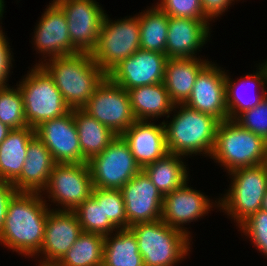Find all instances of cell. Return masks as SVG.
I'll return each mask as SVG.
<instances>
[{
	"instance_id": "1",
	"label": "cell",
	"mask_w": 267,
	"mask_h": 266,
	"mask_svg": "<svg viewBox=\"0 0 267 266\" xmlns=\"http://www.w3.org/2000/svg\"><path fill=\"white\" fill-rule=\"evenodd\" d=\"M43 194L17 191L12 196L0 232L1 245L29 258L35 257L40 251L51 210Z\"/></svg>"
},
{
	"instance_id": "2",
	"label": "cell",
	"mask_w": 267,
	"mask_h": 266,
	"mask_svg": "<svg viewBox=\"0 0 267 266\" xmlns=\"http://www.w3.org/2000/svg\"><path fill=\"white\" fill-rule=\"evenodd\" d=\"M40 66L54 80L65 103L71 108H82L107 74L95 63L91 53L47 59Z\"/></svg>"
},
{
	"instance_id": "3",
	"label": "cell",
	"mask_w": 267,
	"mask_h": 266,
	"mask_svg": "<svg viewBox=\"0 0 267 266\" xmlns=\"http://www.w3.org/2000/svg\"><path fill=\"white\" fill-rule=\"evenodd\" d=\"M172 111L176 113L172 120L163 121L168 153L183 158L198 153L210 157L220 121L185 104H175Z\"/></svg>"
},
{
	"instance_id": "4",
	"label": "cell",
	"mask_w": 267,
	"mask_h": 266,
	"mask_svg": "<svg viewBox=\"0 0 267 266\" xmlns=\"http://www.w3.org/2000/svg\"><path fill=\"white\" fill-rule=\"evenodd\" d=\"M210 158L227 170L267 163V141L234 120L219 123Z\"/></svg>"
},
{
	"instance_id": "5",
	"label": "cell",
	"mask_w": 267,
	"mask_h": 266,
	"mask_svg": "<svg viewBox=\"0 0 267 266\" xmlns=\"http://www.w3.org/2000/svg\"><path fill=\"white\" fill-rule=\"evenodd\" d=\"M129 228L135 234L144 266H175L189 254L190 236L162 220L138 223Z\"/></svg>"
},
{
	"instance_id": "6",
	"label": "cell",
	"mask_w": 267,
	"mask_h": 266,
	"mask_svg": "<svg viewBox=\"0 0 267 266\" xmlns=\"http://www.w3.org/2000/svg\"><path fill=\"white\" fill-rule=\"evenodd\" d=\"M228 175L232 176L230 188L218 199V207L232 217L238 227L262 209V201L267 191V163L241 167L230 171Z\"/></svg>"
},
{
	"instance_id": "7",
	"label": "cell",
	"mask_w": 267,
	"mask_h": 266,
	"mask_svg": "<svg viewBox=\"0 0 267 266\" xmlns=\"http://www.w3.org/2000/svg\"><path fill=\"white\" fill-rule=\"evenodd\" d=\"M18 85L24 104L25 120L36 128L42 122L61 117L71 108L65 103L54 80L41 67H33Z\"/></svg>"
},
{
	"instance_id": "8",
	"label": "cell",
	"mask_w": 267,
	"mask_h": 266,
	"mask_svg": "<svg viewBox=\"0 0 267 266\" xmlns=\"http://www.w3.org/2000/svg\"><path fill=\"white\" fill-rule=\"evenodd\" d=\"M109 18L105 14L97 45L91 52L92 59L106 74L140 49L139 16L116 21Z\"/></svg>"
},
{
	"instance_id": "9",
	"label": "cell",
	"mask_w": 267,
	"mask_h": 266,
	"mask_svg": "<svg viewBox=\"0 0 267 266\" xmlns=\"http://www.w3.org/2000/svg\"><path fill=\"white\" fill-rule=\"evenodd\" d=\"M93 187L121 189L142 168L136 162L129 145L117 136L108 147L88 162Z\"/></svg>"
},
{
	"instance_id": "10",
	"label": "cell",
	"mask_w": 267,
	"mask_h": 266,
	"mask_svg": "<svg viewBox=\"0 0 267 266\" xmlns=\"http://www.w3.org/2000/svg\"><path fill=\"white\" fill-rule=\"evenodd\" d=\"M93 188L87 163H56L41 193L46 192L53 204L61 205V209L51 210L74 211L91 196Z\"/></svg>"
},
{
	"instance_id": "11",
	"label": "cell",
	"mask_w": 267,
	"mask_h": 266,
	"mask_svg": "<svg viewBox=\"0 0 267 266\" xmlns=\"http://www.w3.org/2000/svg\"><path fill=\"white\" fill-rule=\"evenodd\" d=\"M82 109L117 136H121L136 121L128 91L108 76L98 85Z\"/></svg>"
},
{
	"instance_id": "12",
	"label": "cell",
	"mask_w": 267,
	"mask_h": 266,
	"mask_svg": "<svg viewBox=\"0 0 267 266\" xmlns=\"http://www.w3.org/2000/svg\"><path fill=\"white\" fill-rule=\"evenodd\" d=\"M64 11L70 40L79 52L91 53L98 42L105 10L96 0H54Z\"/></svg>"
},
{
	"instance_id": "13",
	"label": "cell",
	"mask_w": 267,
	"mask_h": 266,
	"mask_svg": "<svg viewBox=\"0 0 267 266\" xmlns=\"http://www.w3.org/2000/svg\"><path fill=\"white\" fill-rule=\"evenodd\" d=\"M51 2L36 24L32 38L35 50L45 58L34 66L46 62L47 57L52 59L79 52L71 43L64 11L54 0Z\"/></svg>"
},
{
	"instance_id": "14",
	"label": "cell",
	"mask_w": 267,
	"mask_h": 266,
	"mask_svg": "<svg viewBox=\"0 0 267 266\" xmlns=\"http://www.w3.org/2000/svg\"><path fill=\"white\" fill-rule=\"evenodd\" d=\"M167 59L166 54L140 48L122 60L107 76L127 91L139 86L161 83L164 81Z\"/></svg>"
},
{
	"instance_id": "15",
	"label": "cell",
	"mask_w": 267,
	"mask_h": 266,
	"mask_svg": "<svg viewBox=\"0 0 267 266\" xmlns=\"http://www.w3.org/2000/svg\"><path fill=\"white\" fill-rule=\"evenodd\" d=\"M127 228L138 223L161 220L163 195L141 170L121 189Z\"/></svg>"
},
{
	"instance_id": "16",
	"label": "cell",
	"mask_w": 267,
	"mask_h": 266,
	"mask_svg": "<svg viewBox=\"0 0 267 266\" xmlns=\"http://www.w3.org/2000/svg\"><path fill=\"white\" fill-rule=\"evenodd\" d=\"M187 183L163 196L161 220L189 236L190 232L184 224L198 221L211 208L219 206V201L212 202L199 190L188 187Z\"/></svg>"
},
{
	"instance_id": "17",
	"label": "cell",
	"mask_w": 267,
	"mask_h": 266,
	"mask_svg": "<svg viewBox=\"0 0 267 266\" xmlns=\"http://www.w3.org/2000/svg\"><path fill=\"white\" fill-rule=\"evenodd\" d=\"M35 134L51 152L56 163H83L72 109L61 117L42 122L35 128Z\"/></svg>"
},
{
	"instance_id": "18",
	"label": "cell",
	"mask_w": 267,
	"mask_h": 266,
	"mask_svg": "<svg viewBox=\"0 0 267 266\" xmlns=\"http://www.w3.org/2000/svg\"><path fill=\"white\" fill-rule=\"evenodd\" d=\"M212 61L198 74L188 100V107L209 114L220 122L228 119L226 72Z\"/></svg>"
},
{
	"instance_id": "19",
	"label": "cell",
	"mask_w": 267,
	"mask_h": 266,
	"mask_svg": "<svg viewBox=\"0 0 267 266\" xmlns=\"http://www.w3.org/2000/svg\"><path fill=\"white\" fill-rule=\"evenodd\" d=\"M82 228L73 211L50 210L45 224V232L40 251L35 256H40L41 261H59L73 246ZM42 254V255H40Z\"/></svg>"
},
{
	"instance_id": "20",
	"label": "cell",
	"mask_w": 267,
	"mask_h": 266,
	"mask_svg": "<svg viewBox=\"0 0 267 266\" xmlns=\"http://www.w3.org/2000/svg\"><path fill=\"white\" fill-rule=\"evenodd\" d=\"M209 25V20L169 17L167 58H196V53L210 37Z\"/></svg>"
},
{
	"instance_id": "21",
	"label": "cell",
	"mask_w": 267,
	"mask_h": 266,
	"mask_svg": "<svg viewBox=\"0 0 267 266\" xmlns=\"http://www.w3.org/2000/svg\"><path fill=\"white\" fill-rule=\"evenodd\" d=\"M121 137L142 169L168 153L163 122L136 120Z\"/></svg>"
},
{
	"instance_id": "22",
	"label": "cell",
	"mask_w": 267,
	"mask_h": 266,
	"mask_svg": "<svg viewBox=\"0 0 267 266\" xmlns=\"http://www.w3.org/2000/svg\"><path fill=\"white\" fill-rule=\"evenodd\" d=\"M55 164L51 152L35 135L28 144L21 174L12 182L16 191L41 193Z\"/></svg>"
},
{
	"instance_id": "23",
	"label": "cell",
	"mask_w": 267,
	"mask_h": 266,
	"mask_svg": "<svg viewBox=\"0 0 267 266\" xmlns=\"http://www.w3.org/2000/svg\"><path fill=\"white\" fill-rule=\"evenodd\" d=\"M210 62L200 57L167 59L163 83L174 104H184L188 100L198 74Z\"/></svg>"
},
{
	"instance_id": "24",
	"label": "cell",
	"mask_w": 267,
	"mask_h": 266,
	"mask_svg": "<svg viewBox=\"0 0 267 266\" xmlns=\"http://www.w3.org/2000/svg\"><path fill=\"white\" fill-rule=\"evenodd\" d=\"M128 93L132 113L136 120L153 121L162 116L169 118L175 105L163 82L135 87L128 90Z\"/></svg>"
},
{
	"instance_id": "25",
	"label": "cell",
	"mask_w": 267,
	"mask_h": 266,
	"mask_svg": "<svg viewBox=\"0 0 267 266\" xmlns=\"http://www.w3.org/2000/svg\"><path fill=\"white\" fill-rule=\"evenodd\" d=\"M258 69L259 70H256L255 73H249L243 78L240 77L237 81L231 80L226 72L225 87L228 119L234 120L242 112L257 106L266 97L267 91L265 85L267 84V67L264 63H262L259 65ZM244 83H247L250 86L253 85V87L256 88L259 87L261 89L260 95L257 94V96L255 95L254 97L247 96V98L245 94L242 93V89L240 90L241 85L244 87Z\"/></svg>"
},
{
	"instance_id": "26",
	"label": "cell",
	"mask_w": 267,
	"mask_h": 266,
	"mask_svg": "<svg viewBox=\"0 0 267 266\" xmlns=\"http://www.w3.org/2000/svg\"><path fill=\"white\" fill-rule=\"evenodd\" d=\"M72 112L78 130L83 163H87L91 158L105 150L117 135L82 108H74Z\"/></svg>"
},
{
	"instance_id": "27",
	"label": "cell",
	"mask_w": 267,
	"mask_h": 266,
	"mask_svg": "<svg viewBox=\"0 0 267 266\" xmlns=\"http://www.w3.org/2000/svg\"><path fill=\"white\" fill-rule=\"evenodd\" d=\"M35 129H13L0 144V181L13 182L22 171L30 140Z\"/></svg>"
},
{
	"instance_id": "28",
	"label": "cell",
	"mask_w": 267,
	"mask_h": 266,
	"mask_svg": "<svg viewBox=\"0 0 267 266\" xmlns=\"http://www.w3.org/2000/svg\"><path fill=\"white\" fill-rule=\"evenodd\" d=\"M181 158V155L167 153L142 169L161 195L165 196L189 181L186 162Z\"/></svg>"
},
{
	"instance_id": "29",
	"label": "cell",
	"mask_w": 267,
	"mask_h": 266,
	"mask_svg": "<svg viewBox=\"0 0 267 266\" xmlns=\"http://www.w3.org/2000/svg\"><path fill=\"white\" fill-rule=\"evenodd\" d=\"M115 232L104 237L102 266H144L133 231L127 228Z\"/></svg>"
},
{
	"instance_id": "30",
	"label": "cell",
	"mask_w": 267,
	"mask_h": 266,
	"mask_svg": "<svg viewBox=\"0 0 267 266\" xmlns=\"http://www.w3.org/2000/svg\"><path fill=\"white\" fill-rule=\"evenodd\" d=\"M140 19V48L165 54L169 16L156 5L138 14Z\"/></svg>"
},
{
	"instance_id": "31",
	"label": "cell",
	"mask_w": 267,
	"mask_h": 266,
	"mask_svg": "<svg viewBox=\"0 0 267 266\" xmlns=\"http://www.w3.org/2000/svg\"><path fill=\"white\" fill-rule=\"evenodd\" d=\"M104 237L101 234L83 231L58 262L64 266H102Z\"/></svg>"
},
{
	"instance_id": "32",
	"label": "cell",
	"mask_w": 267,
	"mask_h": 266,
	"mask_svg": "<svg viewBox=\"0 0 267 266\" xmlns=\"http://www.w3.org/2000/svg\"><path fill=\"white\" fill-rule=\"evenodd\" d=\"M73 212L76 214L84 232L106 236L117 230L109 219L105 218L103 201H96L92 196L86 199Z\"/></svg>"
},
{
	"instance_id": "33",
	"label": "cell",
	"mask_w": 267,
	"mask_h": 266,
	"mask_svg": "<svg viewBox=\"0 0 267 266\" xmlns=\"http://www.w3.org/2000/svg\"><path fill=\"white\" fill-rule=\"evenodd\" d=\"M16 86L0 87V121L11 129L29 127L25 120L23 97Z\"/></svg>"
},
{
	"instance_id": "34",
	"label": "cell",
	"mask_w": 267,
	"mask_h": 266,
	"mask_svg": "<svg viewBox=\"0 0 267 266\" xmlns=\"http://www.w3.org/2000/svg\"><path fill=\"white\" fill-rule=\"evenodd\" d=\"M91 196L96 201H103L105 218H108L117 229H127L125 203L119 189L94 187Z\"/></svg>"
},
{
	"instance_id": "35",
	"label": "cell",
	"mask_w": 267,
	"mask_h": 266,
	"mask_svg": "<svg viewBox=\"0 0 267 266\" xmlns=\"http://www.w3.org/2000/svg\"><path fill=\"white\" fill-rule=\"evenodd\" d=\"M238 227L245 236L249 237L254 247L267 257V211L262 209L257 211Z\"/></svg>"
},
{
	"instance_id": "36",
	"label": "cell",
	"mask_w": 267,
	"mask_h": 266,
	"mask_svg": "<svg viewBox=\"0 0 267 266\" xmlns=\"http://www.w3.org/2000/svg\"><path fill=\"white\" fill-rule=\"evenodd\" d=\"M234 121L267 141V95L257 106L242 112Z\"/></svg>"
},
{
	"instance_id": "37",
	"label": "cell",
	"mask_w": 267,
	"mask_h": 266,
	"mask_svg": "<svg viewBox=\"0 0 267 266\" xmlns=\"http://www.w3.org/2000/svg\"><path fill=\"white\" fill-rule=\"evenodd\" d=\"M156 4L169 17L208 20L201 7V0H160Z\"/></svg>"
},
{
	"instance_id": "38",
	"label": "cell",
	"mask_w": 267,
	"mask_h": 266,
	"mask_svg": "<svg viewBox=\"0 0 267 266\" xmlns=\"http://www.w3.org/2000/svg\"><path fill=\"white\" fill-rule=\"evenodd\" d=\"M5 33L0 29V87H8V77L12 65L13 55H11V49Z\"/></svg>"
},
{
	"instance_id": "39",
	"label": "cell",
	"mask_w": 267,
	"mask_h": 266,
	"mask_svg": "<svg viewBox=\"0 0 267 266\" xmlns=\"http://www.w3.org/2000/svg\"><path fill=\"white\" fill-rule=\"evenodd\" d=\"M232 2H235V0H201V7L206 18L211 22L223 15Z\"/></svg>"
},
{
	"instance_id": "40",
	"label": "cell",
	"mask_w": 267,
	"mask_h": 266,
	"mask_svg": "<svg viewBox=\"0 0 267 266\" xmlns=\"http://www.w3.org/2000/svg\"><path fill=\"white\" fill-rule=\"evenodd\" d=\"M16 192L11 182L0 181V232L6 218L8 203Z\"/></svg>"
},
{
	"instance_id": "41",
	"label": "cell",
	"mask_w": 267,
	"mask_h": 266,
	"mask_svg": "<svg viewBox=\"0 0 267 266\" xmlns=\"http://www.w3.org/2000/svg\"><path fill=\"white\" fill-rule=\"evenodd\" d=\"M12 130L13 129H11L9 126L3 124L0 121V144L4 141V139L9 135Z\"/></svg>"
},
{
	"instance_id": "42",
	"label": "cell",
	"mask_w": 267,
	"mask_h": 266,
	"mask_svg": "<svg viewBox=\"0 0 267 266\" xmlns=\"http://www.w3.org/2000/svg\"><path fill=\"white\" fill-rule=\"evenodd\" d=\"M38 266H64L60 264L58 261H47L44 263H40Z\"/></svg>"
},
{
	"instance_id": "43",
	"label": "cell",
	"mask_w": 267,
	"mask_h": 266,
	"mask_svg": "<svg viewBox=\"0 0 267 266\" xmlns=\"http://www.w3.org/2000/svg\"><path fill=\"white\" fill-rule=\"evenodd\" d=\"M4 0H0V20L2 19L1 17H3V14H4V8H5V4H4ZM2 26H0V29H1Z\"/></svg>"
},
{
	"instance_id": "44",
	"label": "cell",
	"mask_w": 267,
	"mask_h": 266,
	"mask_svg": "<svg viewBox=\"0 0 267 266\" xmlns=\"http://www.w3.org/2000/svg\"><path fill=\"white\" fill-rule=\"evenodd\" d=\"M262 210L267 211V191H266V194L264 195V198L262 201Z\"/></svg>"
}]
</instances>
